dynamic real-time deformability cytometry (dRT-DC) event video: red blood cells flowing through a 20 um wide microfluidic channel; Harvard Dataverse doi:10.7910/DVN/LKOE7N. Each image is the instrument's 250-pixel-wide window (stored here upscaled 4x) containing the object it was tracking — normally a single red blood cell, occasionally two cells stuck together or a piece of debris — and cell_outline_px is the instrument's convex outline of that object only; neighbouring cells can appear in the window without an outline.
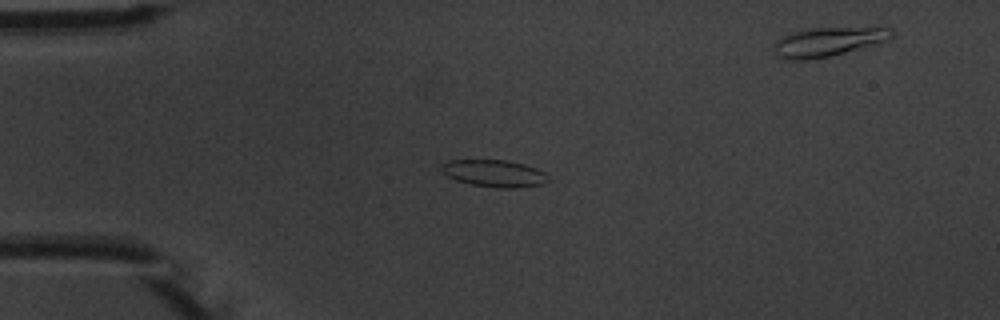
{"species": "common noctule bat (a hibernating species)", "species_latin": "Nyctalus noctula", "temperature_condition": "warm", "stored_images_in_passage": 7, "camera_frame_rate_fps": 3000, "um_per_image_px": 0.085, "animal": {"sex": "male", "body_mass_g": 20.1, "forearm_length_mm": 53.5}, "frame": {"image": 1, "passage_image": 3, "time_ms": 2.333, "image_size_px": [1000, 320], "cell_outline_px": [[548, 180], [544, 184], [516, 188], [500, 188], [472, 184], [456, 180], [440, 172], [440, 164], [448, 160], [508, 160], [524, 164], [536, 168], [544, 172], [548, 176]], "centroid_in_image_um": [41.99, 14.73], "position_along_channel_um": 43.0, "area_um2": 16.94}}
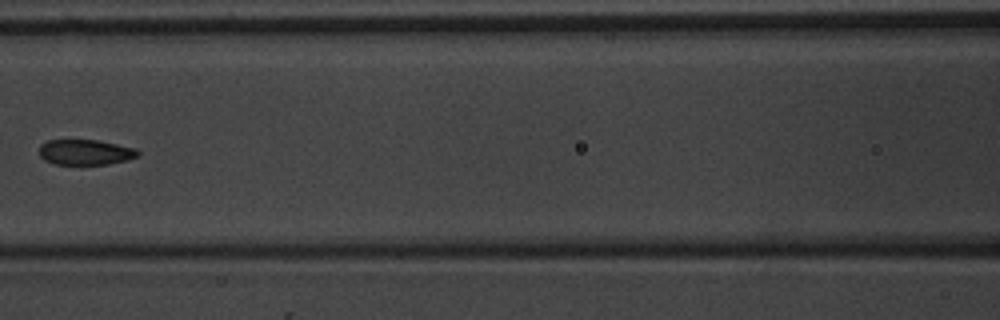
{"frame": {"image": 2, "passage_image": 6, "time_ms": 6.0, "image_size_px": [1000, 320], "cell_outline_px": [[140, 156], [128, 160], [108, 164], [56, 164], [44, 160], [40, 156], [40, 144], [48, 140], [96, 140], [136, 148], [140, 152]], "centroid_in_image_um": [7.28, 12.94], "position_along_channel_um": 159.3, "area_um2": 14.62}}
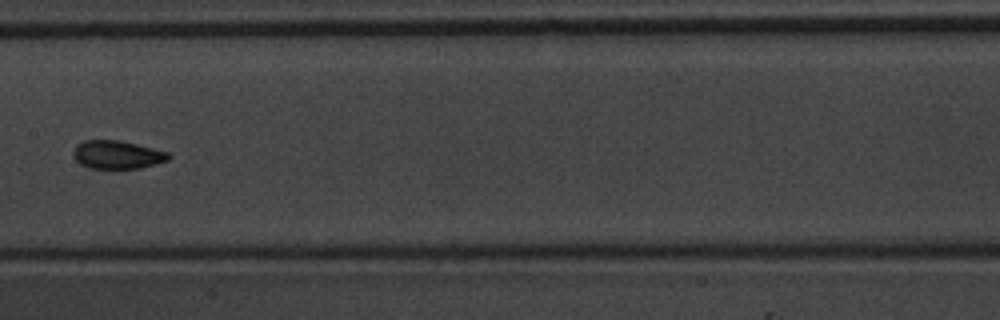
{"frame": {"image": 3, "passage_image": 7, "time_ms": 7.0, "image_size_px": [1000, 320], "cell_outline_px": [[172, 156], [168, 160], [140, 168], [88, 168], [80, 164], [76, 160], [72, 152], [76, 144], [84, 140], [120, 140], [168, 152]], "centroid_in_image_um": [9.93, 13.14], "position_along_channel_um": 197.5, "area_um2": 15.66}}